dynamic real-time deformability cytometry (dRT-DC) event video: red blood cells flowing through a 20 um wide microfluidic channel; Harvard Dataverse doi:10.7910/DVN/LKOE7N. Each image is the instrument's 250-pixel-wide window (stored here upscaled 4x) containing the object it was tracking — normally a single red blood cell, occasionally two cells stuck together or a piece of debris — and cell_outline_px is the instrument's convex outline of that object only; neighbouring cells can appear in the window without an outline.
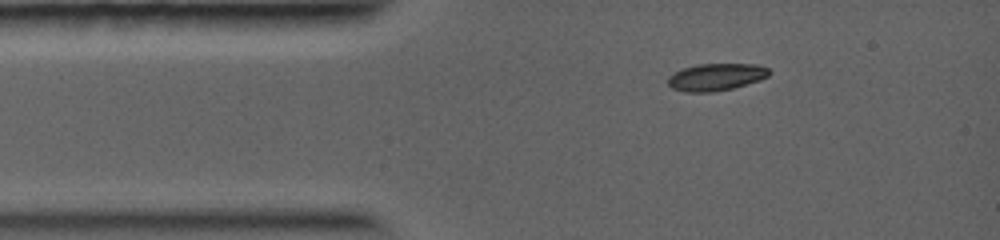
{"species": "common noctule bat (a hibernating species)", "species_latin": "Nyctalus noctula", "temperature_condition": "warm", "stored_images_in_passage": 7, "camera_frame_rate_fps": 5000, "um_per_image_px": 0.085, "animal": {"sex": "female", "body_mass_g": 19.0, "forearm_length_mm": 56.7}, "frame": {"image": 1, "passage_image": 1, "time_ms": 0.0, "image_size_px": [1000, 240], "cell_outline_px": [[772, 72], [768, 76], [760, 80], [732, 88], [712, 92], [684, 92], [672, 88], [668, 84], [668, 76], [684, 68], [696, 64], [760, 64], [768, 68]], "centroid_in_image_um": [60.89, 6.54], "position_along_channel_um": 24.1, "area_um2": 16.07}}